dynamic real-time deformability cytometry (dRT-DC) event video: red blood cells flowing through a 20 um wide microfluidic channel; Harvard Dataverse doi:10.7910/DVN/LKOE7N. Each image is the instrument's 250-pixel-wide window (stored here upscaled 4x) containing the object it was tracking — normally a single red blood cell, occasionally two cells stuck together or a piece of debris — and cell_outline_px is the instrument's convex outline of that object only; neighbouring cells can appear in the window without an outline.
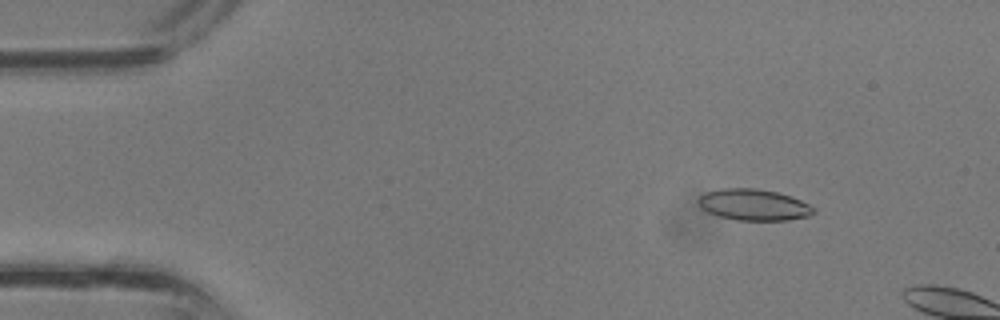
{"species": "common noctule bat (a hibernating species)", "species_latin": "Nyctalus noctula", "temperature_condition": "room temperature", "stored_images_in_passage": 8, "camera_frame_rate_fps": 3000, "um_per_image_px": 0.085, "animal": {"sex": "male", "body_mass_g": 13.3}, "frame": {"image": 1, "passage_image": 5, "time_ms": 1.333, "image_size_px": [1000, 320], "cell_outline_px": [[816, 212], [808, 216], [788, 220], [736, 220], [720, 216], [708, 212], [700, 204], [700, 196], [704, 192], [724, 188], [752, 188], [776, 192], [792, 196], [816, 208]], "centroid_in_image_um": [64.11, 17.4], "position_along_channel_um": 20.9, "area_um2": 20.81}}